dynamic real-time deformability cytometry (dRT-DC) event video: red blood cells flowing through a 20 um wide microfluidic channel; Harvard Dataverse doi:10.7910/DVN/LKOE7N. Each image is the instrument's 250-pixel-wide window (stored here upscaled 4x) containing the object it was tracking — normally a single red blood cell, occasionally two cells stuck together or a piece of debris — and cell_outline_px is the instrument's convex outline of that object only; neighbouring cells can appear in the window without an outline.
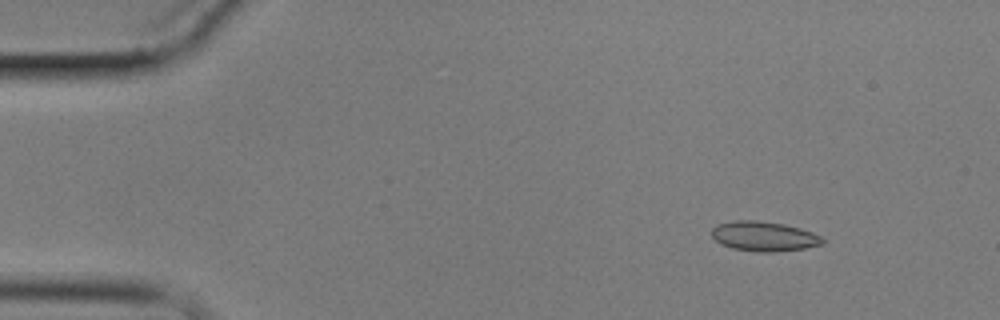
{"species": "common noctule bat (a hibernating species)", "species_latin": "Nyctalus noctula", "temperature_condition": "cold", "stored_images_in_passage": 5, "camera_frame_rate_fps": 3000, "um_per_image_px": 0.085, "animal": {"sex": "male", "body_mass_g": 17.9}, "frame": {"image": 1, "passage_image": 1, "time_ms": 0.0, "image_size_px": [1000, 320], "cell_outline_px": [[824, 244], [804, 248], [776, 252], [756, 252], [732, 248], [720, 244], [712, 236], [712, 228], [716, 224], [736, 220], [756, 220], [784, 224], [800, 228], [812, 232], [820, 236], [824, 240]], "centroid_in_image_um": [64.92, 20.09], "position_along_channel_um": 20.1, "area_um2": 19.31}}
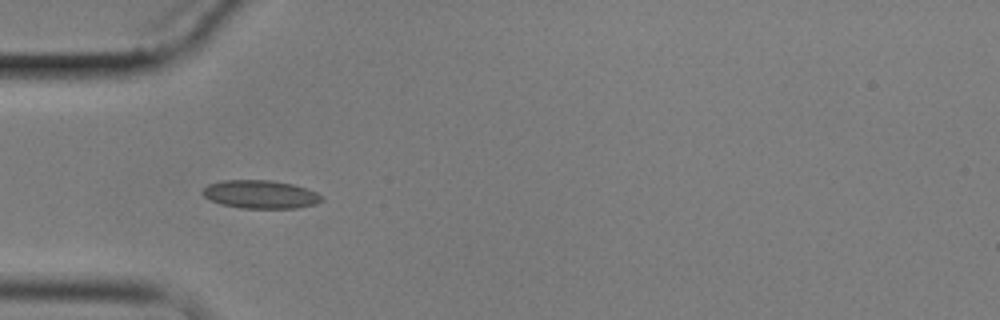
{"frame": {"image": 2, "passage_image": 4, "time_ms": 3.667, "image_size_px": [1000, 320], "cell_outline_px": [[324, 200], [316, 204], [296, 208], [240, 208], [220, 204], [204, 196], [200, 192], [208, 184], [224, 180], [272, 180], [292, 184], [316, 192], [324, 196]], "centroid_in_image_um": [22.15, 16.52], "position_along_channel_um": 62.9, "area_um2": 19.65}}
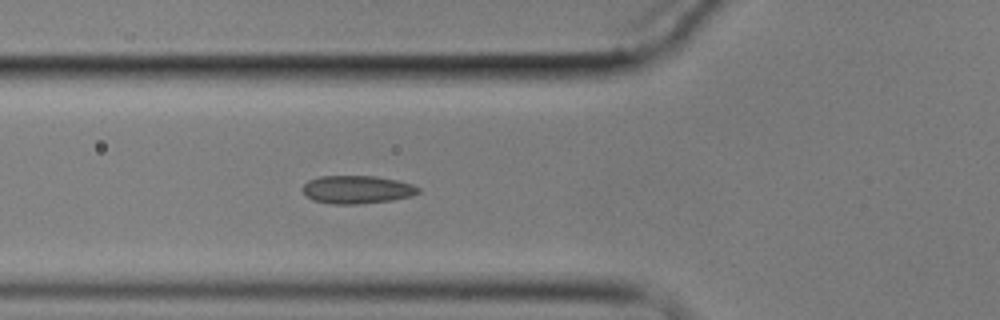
{"frame": {"image": 3, "passage_image": 5, "time_ms": 4.667, "image_size_px": [1000, 320], "cell_outline_px": [[420, 192], [412, 196], [392, 200], [356, 204], [332, 204], [312, 200], [300, 188], [308, 180], [320, 176], [376, 176], [396, 180], [412, 184], [420, 188]], "centroid_in_image_um": [30.34, 16.11], "position_along_channel_um": 95.5, "area_um2": 18.96}}